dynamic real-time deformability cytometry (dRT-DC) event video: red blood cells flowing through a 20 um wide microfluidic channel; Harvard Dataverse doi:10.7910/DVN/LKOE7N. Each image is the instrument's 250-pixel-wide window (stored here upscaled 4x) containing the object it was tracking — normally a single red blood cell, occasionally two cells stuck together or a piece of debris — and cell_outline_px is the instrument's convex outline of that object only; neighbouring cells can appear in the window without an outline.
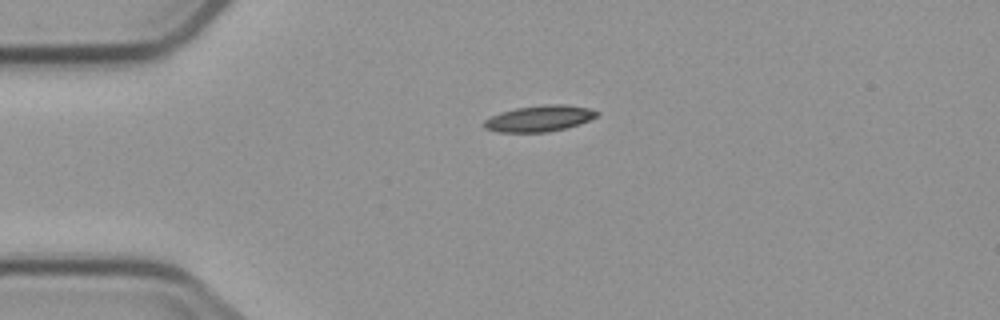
{"species": "common noctule bat (a hibernating species)", "species_latin": "Nyctalus noctula", "temperature_condition": "cold", "stored_images_in_passage": 2, "camera_frame_rate_fps": 3000, "um_per_image_px": 0.085, "animal": {"sex": "male", "body_mass_g": 23.1, "forearm_length_mm": 52.7}, "frame": {"image": 1, "passage_image": 1, "time_ms": 0.0, "image_size_px": [1000, 320], "cell_outline_px": [[600, 112], [596, 116], [588, 120], [564, 128], [548, 132], [496, 132], [484, 128], [484, 120], [500, 112], [516, 108], [548, 104], [564, 104], [588, 108]], "centroid_in_image_um": [45.8, 10.07], "position_along_channel_um": 39.2, "area_um2": 16.94}}